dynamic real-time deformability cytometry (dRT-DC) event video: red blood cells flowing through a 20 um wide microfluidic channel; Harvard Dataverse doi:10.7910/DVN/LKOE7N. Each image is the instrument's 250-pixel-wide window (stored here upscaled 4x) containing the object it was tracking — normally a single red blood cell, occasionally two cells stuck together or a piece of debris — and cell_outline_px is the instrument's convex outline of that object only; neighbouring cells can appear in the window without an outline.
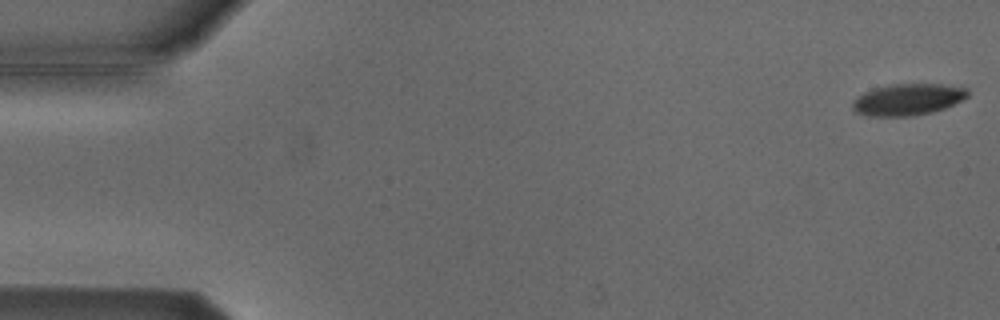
{"species": "Egyptian fruit bat (a non-hibernating species)", "species_latin": "Rousettus aegyptiacus", "temperature_condition": "cold", "stored_images_in_passage": 4, "camera_frame_rate_fps": 3000, "um_per_image_px": 0.085, "animal": {"sex": "male"}, "frame": {"image": 1, "passage_image": 1, "time_ms": 0.0, "image_size_px": [1000, 320], "cell_outline_px": [[968, 96], [944, 108], [932, 112], [912, 116], [868, 116], [856, 112], [852, 108], [852, 104], [864, 92], [876, 88], [892, 84], [940, 84], [968, 88]], "centroid_in_image_um": [77.17, 8.46], "position_along_channel_um": 7.8, "area_um2": 20.87}}
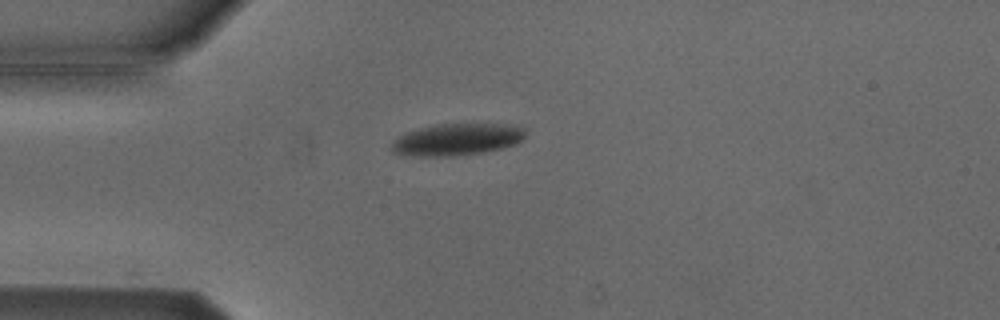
{"frame": {"image": 2, "passage_image": 4, "time_ms": 4.333, "image_size_px": [1000, 320], "cell_outline_px": [[524, 136], [516, 144], [500, 148], [480, 152], [456, 156], [420, 156], [392, 152], [392, 144], [404, 132], [436, 124], [516, 124], [524, 128]], "centroid_in_image_um": [38.86, 11.84], "position_along_channel_um": 46.1, "area_um2": 24.57}}